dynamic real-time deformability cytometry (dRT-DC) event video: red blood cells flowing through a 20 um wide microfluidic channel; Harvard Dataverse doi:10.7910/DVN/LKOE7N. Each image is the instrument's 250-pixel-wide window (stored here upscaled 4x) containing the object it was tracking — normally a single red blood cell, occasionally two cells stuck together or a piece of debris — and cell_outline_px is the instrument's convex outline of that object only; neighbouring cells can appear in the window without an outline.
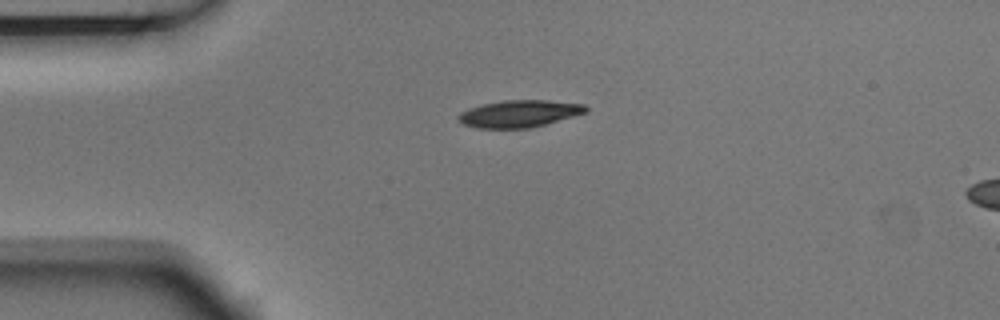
{"species": "Egyptian fruit bat (a non-hibernating species)", "species_latin": "Rousettus aegyptiacus", "temperature_condition": "room temperature", "stored_images_in_passage": 3, "segment_of_instrument_passage": [1, 2], "camera_frame_rate_fps": 3000, "um_per_image_px": 0.085, "animal": {"sex": "male"}, "frame": {"image": 1, "passage_image": 1, "time_ms": 0.0, "image_size_px": [1000, 320], "cell_outline_px": [[588, 112], [544, 124], [528, 128], [476, 128], [464, 124], [456, 120], [456, 116], [460, 112], [468, 108], [484, 104], [504, 100], [548, 100], [584, 104], [588, 108]], "centroid_in_image_um": [44.11, 9.66], "position_along_channel_um": 40.9, "area_um2": 20.11}}